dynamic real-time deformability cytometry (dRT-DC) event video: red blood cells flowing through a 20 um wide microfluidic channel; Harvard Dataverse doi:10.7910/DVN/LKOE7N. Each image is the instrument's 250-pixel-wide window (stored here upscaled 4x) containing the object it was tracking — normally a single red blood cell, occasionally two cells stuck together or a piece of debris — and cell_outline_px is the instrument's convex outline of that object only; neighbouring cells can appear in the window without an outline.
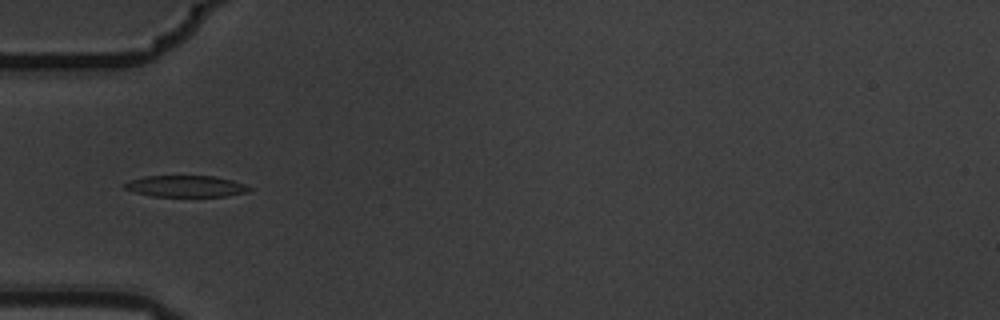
{"species": "common noctule bat (a hibernating species)", "species_latin": "Nyctalus noctula", "temperature_condition": "warm", "stored_images_in_passage": 9, "camera_frame_rate_fps": 3000, "um_per_image_px": 0.085, "animal": {"sex": "male", "body_mass_g": 19.5, "forearm_length_mm": 54.6}, "frame": {"image": 1, "passage_image": 6, "time_ms": 1.667, "image_size_px": [1000, 320], "cell_outline_px": [[252, 188], [248, 192], [228, 196], [152, 196], [136, 192], [124, 188], [124, 184], [128, 180], [144, 176], [216, 176], [232, 180], [244, 184]], "centroid_in_image_um": [15.81, 15.82], "position_along_channel_um": 69.2, "area_um2": 15.55}}
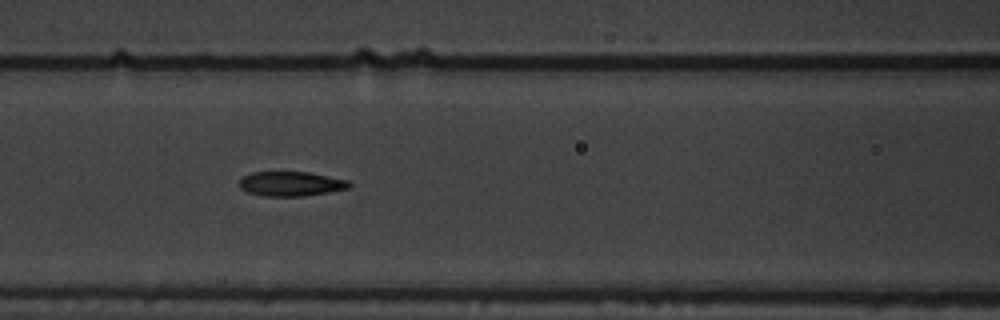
{"frame": {"image": 2, "passage_image": 8, "time_ms": 2.333, "image_size_px": [1000, 320], "cell_outline_px": [[352, 184], [348, 188], [328, 192], [304, 196], [264, 196], [248, 192], [240, 188], [240, 180], [244, 176], [252, 172], [308, 172], [348, 180]], "centroid_in_image_um": [24.73, 15.62], "position_along_channel_um": 141.9, "area_um2": 15.61}}
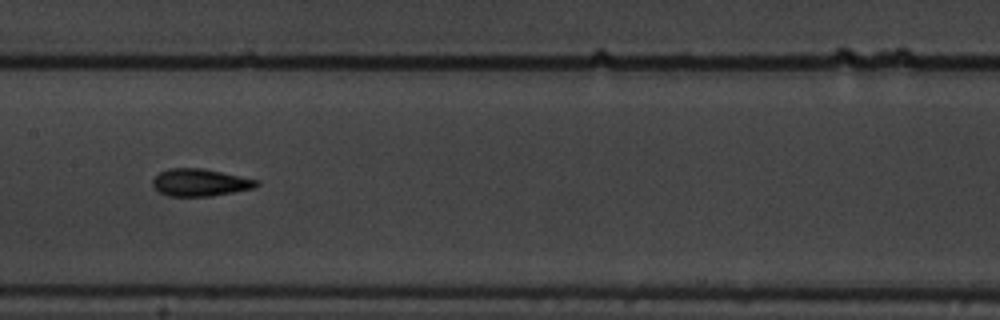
{"frame": {"image": 3, "passage_image": 9, "time_ms": 2.667, "image_size_px": [1000, 320], "cell_outline_px": [[260, 184], [252, 188], [212, 196], [168, 196], [160, 192], [152, 184], [152, 180], [160, 172], [168, 168], [204, 168], [260, 180]], "centroid_in_image_um": [17.02, 15.5], "position_along_channel_um": 190.4, "area_um2": 16.53}}